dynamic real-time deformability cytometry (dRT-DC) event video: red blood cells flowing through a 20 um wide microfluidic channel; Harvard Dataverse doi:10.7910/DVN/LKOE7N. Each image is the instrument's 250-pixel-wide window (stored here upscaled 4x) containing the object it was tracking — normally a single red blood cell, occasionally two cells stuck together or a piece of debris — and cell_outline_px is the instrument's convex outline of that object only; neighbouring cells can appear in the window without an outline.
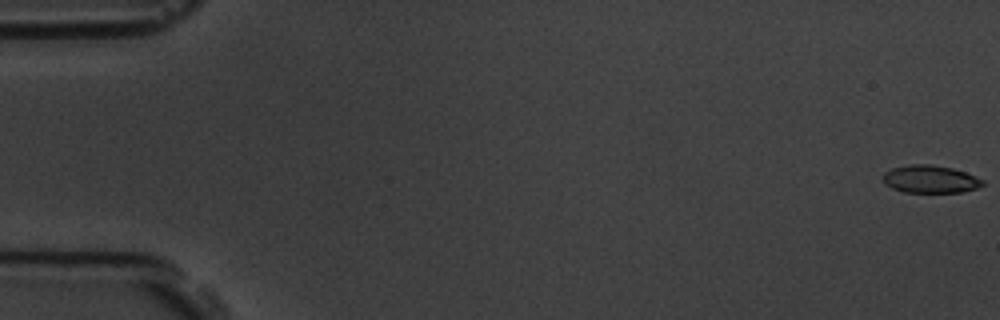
{"species": "common noctule bat (a hibernating species)", "species_latin": "Nyctalus noctula", "temperature_condition": "room temperature", "stored_images_in_passage": 59, "segment_of_instrument_passage": [1, 2], "camera_frame_rate_fps": 3000, "um_per_image_px": 0.085, "animal": {"sex": "male", "body_mass_g": 19.5, "forearm_length_mm": 54.6}, "frame": {"image": 1, "passage_image": 1, "time_ms": 0.0, "image_size_px": [1000, 320], "cell_outline_px": [[984, 184], [976, 188], [960, 192], [904, 192], [892, 188], [884, 184], [884, 172], [892, 168], [908, 164], [928, 164], [952, 168], [964, 172], [984, 180]], "centroid_in_image_um": [79.04, 15.22], "position_along_channel_um": 6.0, "area_um2": 15.95}}
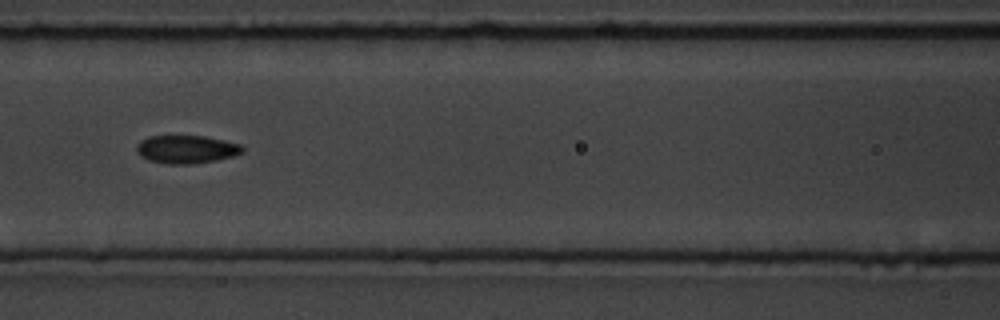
{"frame": {"image": 2, "passage_image": 26, "time_ms": 8.333, "image_size_px": [1000, 320], "cell_outline_px": [[244, 152], [232, 156], [216, 160], [192, 164], [168, 164], [148, 160], [140, 156], [136, 152], [136, 148], [140, 140], [148, 136], [204, 136], [224, 140], [240, 144], [244, 148]], "centroid_in_image_um": [15.83, 12.69], "position_along_channel_um": 150.8, "area_um2": 17.4}}
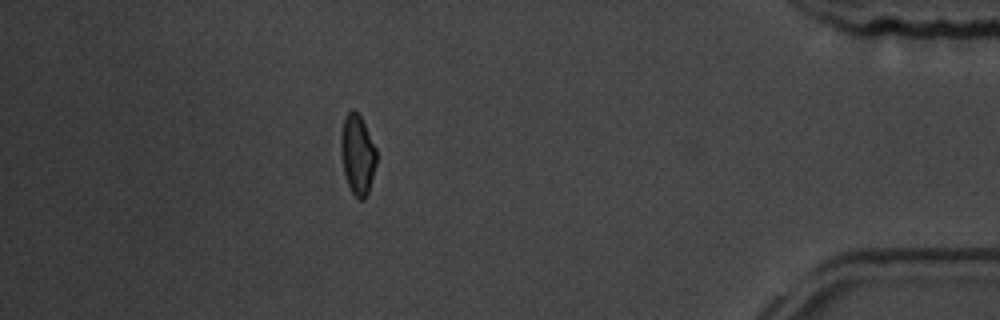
{"frame": {"image": 3, "passage_image": 51, "time_ms": 16.667, "image_size_px": [1000, 320], "cell_outline_px": [[376, 164], [368, 192], [364, 200], [360, 200], [352, 192], [348, 184], [344, 172], [340, 152], [340, 136], [344, 116], [352, 108], [360, 116], [376, 148]], "centroid_in_image_um": [30.37, 13.12], "position_along_channel_um": 404.8, "area_um2": 16.47}}